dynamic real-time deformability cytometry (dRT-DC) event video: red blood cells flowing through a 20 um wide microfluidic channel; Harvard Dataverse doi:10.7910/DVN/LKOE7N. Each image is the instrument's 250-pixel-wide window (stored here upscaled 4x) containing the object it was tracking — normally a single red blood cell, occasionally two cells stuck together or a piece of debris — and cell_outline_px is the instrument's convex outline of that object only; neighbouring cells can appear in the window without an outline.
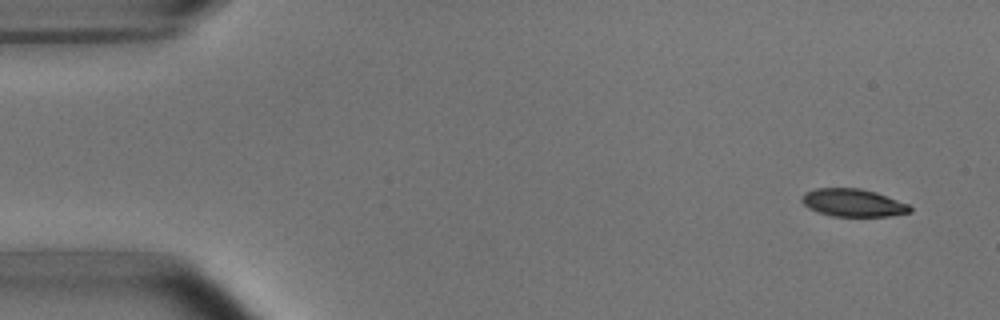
{"species": "common noctule bat (a hibernating species)", "species_latin": "Nyctalus noctula", "temperature_condition": "room temperature", "stored_images_in_passage": 5, "camera_frame_rate_fps": 3000, "um_per_image_px": 0.085, "animal": {"sex": "male", "body_mass_g": 15.6}, "frame": {"image": 1, "passage_image": 1, "time_ms": 0.0, "image_size_px": [1000, 320], "cell_outline_px": [[912, 212], [892, 216], [832, 216], [808, 208], [800, 200], [800, 196], [804, 192], [816, 188], [860, 188], [876, 192], [908, 204], [912, 208]], "centroid_in_image_um": [72.5, 17.23], "position_along_channel_um": 12.5, "area_um2": 17.57}}
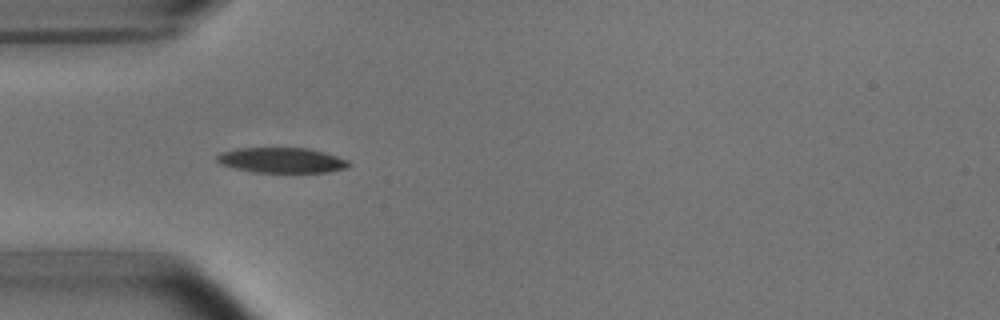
{"frame": {"image": 2, "passage_image": 4, "time_ms": 4.333, "image_size_px": [1000, 320], "cell_outline_px": [[352, 164], [348, 168], [328, 172], [252, 172], [220, 164], [216, 160], [216, 156], [220, 152], [236, 148], [308, 148], [324, 152], [348, 160]], "centroid_in_image_um": [23.95, 13.62], "position_along_channel_um": 61.1, "area_um2": 19.48}}